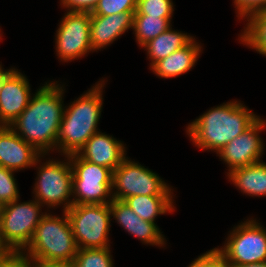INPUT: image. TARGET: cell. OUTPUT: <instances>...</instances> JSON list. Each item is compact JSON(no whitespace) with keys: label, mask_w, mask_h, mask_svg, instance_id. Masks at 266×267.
<instances>
[{"label":"cell","mask_w":266,"mask_h":267,"mask_svg":"<svg viewBox=\"0 0 266 267\" xmlns=\"http://www.w3.org/2000/svg\"><path fill=\"white\" fill-rule=\"evenodd\" d=\"M52 80L38 87L25 110L9 125L41 154L57 150V135L65 108V84Z\"/></svg>","instance_id":"6da1fadb"},{"label":"cell","mask_w":266,"mask_h":267,"mask_svg":"<svg viewBox=\"0 0 266 267\" xmlns=\"http://www.w3.org/2000/svg\"><path fill=\"white\" fill-rule=\"evenodd\" d=\"M256 115L241 100L213 106L187 124L185 133L192 145L202 151L218 153L226 144L247 130Z\"/></svg>","instance_id":"7a4b0ae2"},{"label":"cell","mask_w":266,"mask_h":267,"mask_svg":"<svg viewBox=\"0 0 266 267\" xmlns=\"http://www.w3.org/2000/svg\"><path fill=\"white\" fill-rule=\"evenodd\" d=\"M107 82L108 79L102 77L90 89L65 105L55 153L60 156L78 153L93 134L100 131L98 126L102 118L103 92Z\"/></svg>","instance_id":"3957f363"},{"label":"cell","mask_w":266,"mask_h":267,"mask_svg":"<svg viewBox=\"0 0 266 267\" xmlns=\"http://www.w3.org/2000/svg\"><path fill=\"white\" fill-rule=\"evenodd\" d=\"M47 211L27 247L20 253L37 265L73 264L77 244L66 212ZM58 215V216H57Z\"/></svg>","instance_id":"277c9868"},{"label":"cell","mask_w":266,"mask_h":267,"mask_svg":"<svg viewBox=\"0 0 266 267\" xmlns=\"http://www.w3.org/2000/svg\"><path fill=\"white\" fill-rule=\"evenodd\" d=\"M49 155L41 154L34 163L37 176L33 197L45 207L43 211L62 207L61 212H65L73 205V170L69 155H61L63 158L59 159Z\"/></svg>","instance_id":"5b68a950"},{"label":"cell","mask_w":266,"mask_h":267,"mask_svg":"<svg viewBox=\"0 0 266 267\" xmlns=\"http://www.w3.org/2000/svg\"><path fill=\"white\" fill-rule=\"evenodd\" d=\"M223 246L215 247L228 265L238 266L266 262V227L254 217L234 225Z\"/></svg>","instance_id":"8992f818"},{"label":"cell","mask_w":266,"mask_h":267,"mask_svg":"<svg viewBox=\"0 0 266 267\" xmlns=\"http://www.w3.org/2000/svg\"><path fill=\"white\" fill-rule=\"evenodd\" d=\"M79 248L111 247L109 237L111 230L110 204L72 205L65 211Z\"/></svg>","instance_id":"52a82bcc"},{"label":"cell","mask_w":266,"mask_h":267,"mask_svg":"<svg viewBox=\"0 0 266 267\" xmlns=\"http://www.w3.org/2000/svg\"><path fill=\"white\" fill-rule=\"evenodd\" d=\"M73 170V205L109 204L112 200L113 171L82 159L77 153L69 155Z\"/></svg>","instance_id":"ba28073f"},{"label":"cell","mask_w":266,"mask_h":267,"mask_svg":"<svg viewBox=\"0 0 266 267\" xmlns=\"http://www.w3.org/2000/svg\"><path fill=\"white\" fill-rule=\"evenodd\" d=\"M158 173L126 157L113 171L112 197L124 201L136 195H174V188Z\"/></svg>","instance_id":"9c48e42d"},{"label":"cell","mask_w":266,"mask_h":267,"mask_svg":"<svg viewBox=\"0 0 266 267\" xmlns=\"http://www.w3.org/2000/svg\"><path fill=\"white\" fill-rule=\"evenodd\" d=\"M44 207L32 197L21 202L20 199L5 204L0 216V230L5 241L20 254L30 243L41 218L47 213Z\"/></svg>","instance_id":"30bf717a"},{"label":"cell","mask_w":266,"mask_h":267,"mask_svg":"<svg viewBox=\"0 0 266 267\" xmlns=\"http://www.w3.org/2000/svg\"><path fill=\"white\" fill-rule=\"evenodd\" d=\"M91 12L66 11L55 31V52L62 63L94 53L90 43ZM88 54V55H87Z\"/></svg>","instance_id":"8fae6325"},{"label":"cell","mask_w":266,"mask_h":267,"mask_svg":"<svg viewBox=\"0 0 266 267\" xmlns=\"http://www.w3.org/2000/svg\"><path fill=\"white\" fill-rule=\"evenodd\" d=\"M266 130V119L260 116L246 131L226 144L218 153L220 161L230 171L262 161L265 143L261 137Z\"/></svg>","instance_id":"7c38bea8"},{"label":"cell","mask_w":266,"mask_h":267,"mask_svg":"<svg viewBox=\"0 0 266 267\" xmlns=\"http://www.w3.org/2000/svg\"><path fill=\"white\" fill-rule=\"evenodd\" d=\"M32 95L27 76L14 68L2 82L0 126H9L28 106Z\"/></svg>","instance_id":"4fadbf2b"},{"label":"cell","mask_w":266,"mask_h":267,"mask_svg":"<svg viewBox=\"0 0 266 267\" xmlns=\"http://www.w3.org/2000/svg\"><path fill=\"white\" fill-rule=\"evenodd\" d=\"M111 219L123 228L130 236L137 238L142 244L166 249L167 239L157 223L141 219L122 200H112L110 203Z\"/></svg>","instance_id":"5bb4252c"},{"label":"cell","mask_w":266,"mask_h":267,"mask_svg":"<svg viewBox=\"0 0 266 267\" xmlns=\"http://www.w3.org/2000/svg\"><path fill=\"white\" fill-rule=\"evenodd\" d=\"M124 141L101 130L85 143L77 153L82 159L114 171L127 157Z\"/></svg>","instance_id":"9a60e30c"},{"label":"cell","mask_w":266,"mask_h":267,"mask_svg":"<svg viewBox=\"0 0 266 267\" xmlns=\"http://www.w3.org/2000/svg\"><path fill=\"white\" fill-rule=\"evenodd\" d=\"M40 155L9 126H0V166L20 172L33 168Z\"/></svg>","instance_id":"2e32d148"},{"label":"cell","mask_w":266,"mask_h":267,"mask_svg":"<svg viewBox=\"0 0 266 267\" xmlns=\"http://www.w3.org/2000/svg\"><path fill=\"white\" fill-rule=\"evenodd\" d=\"M136 11H127L112 15H91L90 43L93 52L108 48L133 28Z\"/></svg>","instance_id":"e0dca14e"},{"label":"cell","mask_w":266,"mask_h":267,"mask_svg":"<svg viewBox=\"0 0 266 267\" xmlns=\"http://www.w3.org/2000/svg\"><path fill=\"white\" fill-rule=\"evenodd\" d=\"M193 38L163 60L158 61L150 71L161 79L177 78L193 69L203 53V44Z\"/></svg>","instance_id":"ac0fdd59"},{"label":"cell","mask_w":266,"mask_h":267,"mask_svg":"<svg viewBox=\"0 0 266 267\" xmlns=\"http://www.w3.org/2000/svg\"><path fill=\"white\" fill-rule=\"evenodd\" d=\"M225 175L242 194L255 198L266 197V163L263 160Z\"/></svg>","instance_id":"d6986e66"},{"label":"cell","mask_w":266,"mask_h":267,"mask_svg":"<svg viewBox=\"0 0 266 267\" xmlns=\"http://www.w3.org/2000/svg\"><path fill=\"white\" fill-rule=\"evenodd\" d=\"M171 25L166 31L144 44L141 49L146 51L149 69L158 61L163 60L174 51L186 46L194 37L185 31L175 30Z\"/></svg>","instance_id":"ffe728a7"},{"label":"cell","mask_w":266,"mask_h":267,"mask_svg":"<svg viewBox=\"0 0 266 267\" xmlns=\"http://www.w3.org/2000/svg\"><path fill=\"white\" fill-rule=\"evenodd\" d=\"M175 195H136L124 200L143 220L157 223V217L173 214L176 210Z\"/></svg>","instance_id":"44dd1931"},{"label":"cell","mask_w":266,"mask_h":267,"mask_svg":"<svg viewBox=\"0 0 266 267\" xmlns=\"http://www.w3.org/2000/svg\"><path fill=\"white\" fill-rule=\"evenodd\" d=\"M245 22L237 40L266 57V10L254 13Z\"/></svg>","instance_id":"7402d4cb"},{"label":"cell","mask_w":266,"mask_h":267,"mask_svg":"<svg viewBox=\"0 0 266 267\" xmlns=\"http://www.w3.org/2000/svg\"><path fill=\"white\" fill-rule=\"evenodd\" d=\"M172 18H160L150 15H134L133 35L141 48L148 41L162 34L172 25Z\"/></svg>","instance_id":"603a6c76"},{"label":"cell","mask_w":266,"mask_h":267,"mask_svg":"<svg viewBox=\"0 0 266 267\" xmlns=\"http://www.w3.org/2000/svg\"><path fill=\"white\" fill-rule=\"evenodd\" d=\"M111 247L79 248L73 267H115Z\"/></svg>","instance_id":"cb8c5ba5"},{"label":"cell","mask_w":266,"mask_h":267,"mask_svg":"<svg viewBox=\"0 0 266 267\" xmlns=\"http://www.w3.org/2000/svg\"><path fill=\"white\" fill-rule=\"evenodd\" d=\"M173 0H137L134 15H150L160 18H172L175 7Z\"/></svg>","instance_id":"d4e9b609"},{"label":"cell","mask_w":266,"mask_h":267,"mask_svg":"<svg viewBox=\"0 0 266 267\" xmlns=\"http://www.w3.org/2000/svg\"><path fill=\"white\" fill-rule=\"evenodd\" d=\"M15 173L12 170L0 166V202L4 205L21 199Z\"/></svg>","instance_id":"484cf974"},{"label":"cell","mask_w":266,"mask_h":267,"mask_svg":"<svg viewBox=\"0 0 266 267\" xmlns=\"http://www.w3.org/2000/svg\"><path fill=\"white\" fill-rule=\"evenodd\" d=\"M137 0H99L91 15H112L136 11Z\"/></svg>","instance_id":"4316f807"},{"label":"cell","mask_w":266,"mask_h":267,"mask_svg":"<svg viewBox=\"0 0 266 267\" xmlns=\"http://www.w3.org/2000/svg\"><path fill=\"white\" fill-rule=\"evenodd\" d=\"M237 20L247 21L254 13L266 10V0H233Z\"/></svg>","instance_id":"83f0119b"},{"label":"cell","mask_w":266,"mask_h":267,"mask_svg":"<svg viewBox=\"0 0 266 267\" xmlns=\"http://www.w3.org/2000/svg\"><path fill=\"white\" fill-rule=\"evenodd\" d=\"M187 267H230L225 257L216 249L212 248L197 256Z\"/></svg>","instance_id":"f1b7e54d"},{"label":"cell","mask_w":266,"mask_h":267,"mask_svg":"<svg viewBox=\"0 0 266 267\" xmlns=\"http://www.w3.org/2000/svg\"><path fill=\"white\" fill-rule=\"evenodd\" d=\"M65 11L92 12L99 0H59Z\"/></svg>","instance_id":"f546056e"},{"label":"cell","mask_w":266,"mask_h":267,"mask_svg":"<svg viewBox=\"0 0 266 267\" xmlns=\"http://www.w3.org/2000/svg\"><path fill=\"white\" fill-rule=\"evenodd\" d=\"M17 253L5 241L0 230V265L14 258Z\"/></svg>","instance_id":"4dcf8cb0"},{"label":"cell","mask_w":266,"mask_h":267,"mask_svg":"<svg viewBox=\"0 0 266 267\" xmlns=\"http://www.w3.org/2000/svg\"><path fill=\"white\" fill-rule=\"evenodd\" d=\"M0 267H37L32 260L26 259L20 254L0 265Z\"/></svg>","instance_id":"1f68e13d"},{"label":"cell","mask_w":266,"mask_h":267,"mask_svg":"<svg viewBox=\"0 0 266 267\" xmlns=\"http://www.w3.org/2000/svg\"><path fill=\"white\" fill-rule=\"evenodd\" d=\"M15 68L11 66L9 69H5L2 66V62L0 61V91L2 90V82L4 81V78Z\"/></svg>","instance_id":"d6a6232c"},{"label":"cell","mask_w":266,"mask_h":267,"mask_svg":"<svg viewBox=\"0 0 266 267\" xmlns=\"http://www.w3.org/2000/svg\"><path fill=\"white\" fill-rule=\"evenodd\" d=\"M37 267H73V264H46L37 265Z\"/></svg>","instance_id":"836d02e7"},{"label":"cell","mask_w":266,"mask_h":267,"mask_svg":"<svg viewBox=\"0 0 266 267\" xmlns=\"http://www.w3.org/2000/svg\"><path fill=\"white\" fill-rule=\"evenodd\" d=\"M231 267H266V262L258 263V264H245V265H238V266H231Z\"/></svg>","instance_id":"e575fe53"},{"label":"cell","mask_w":266,"mask_h":267,"mask_svg":"<svg viewBox=\"0 0 266 267\" xmlns=\"http://www.w3.org/2000/svg\"><path fill=\"white\" fill-rule=\"evenodd\" d=\"M3 207H4V204H2V203L0 202V216H1V213H2V211H3Z\"/></svg>","instance_id":"d590c367"},{"label":"cell","mask_w":266,"mask_h":267,"mask_svg":"<svg viewBox=\"0 0 266 267\" xmlns=\"http://www.w3.org/2000/svg\"><path fill=\"white\" fill-rule=\"evenodd\" d=\"M1 27V26H0ZM3 32L1 31V28H0V41L2 42V40H3V34H2Z\"/></svg>","instance_id":"8d00e7d4"}]
</instances>
